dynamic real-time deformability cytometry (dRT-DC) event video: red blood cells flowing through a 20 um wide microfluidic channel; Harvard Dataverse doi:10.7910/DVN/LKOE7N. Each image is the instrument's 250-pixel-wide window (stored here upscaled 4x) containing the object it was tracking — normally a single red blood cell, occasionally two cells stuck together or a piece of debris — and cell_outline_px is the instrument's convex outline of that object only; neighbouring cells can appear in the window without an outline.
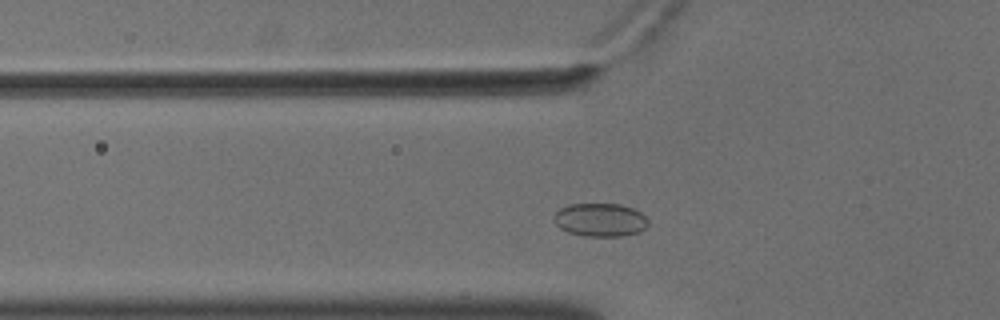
{"species": "common noctule bat (a hibernating species)", "species_latin": "Nyctalus noctula", "temperature_condition": "cold", "stored_images_in_passage": 46, "camera_frame_rate_fps": 3000, "um_per_image_px": 0.085, "animal": {"sex": "male", "body_mass_g": 18.8}, "frame": {"image": 1, "passage_image": 9, "time_ms": 2.667, "image_size_px": [1000, 320], "cell_outline_px": [[648, 224], [640, 232], [624, 236], [584, 236], [568, 232], [560, 228], [552, 220], [552, 216], [560, 208], [568, 204], [620, 204], [632, 208], [640, 212], [648, 220]], "centroid_in_image_um": [50.99, 18.69], "position_along_channel_um": 74.8, "area_um2": 18.44}}
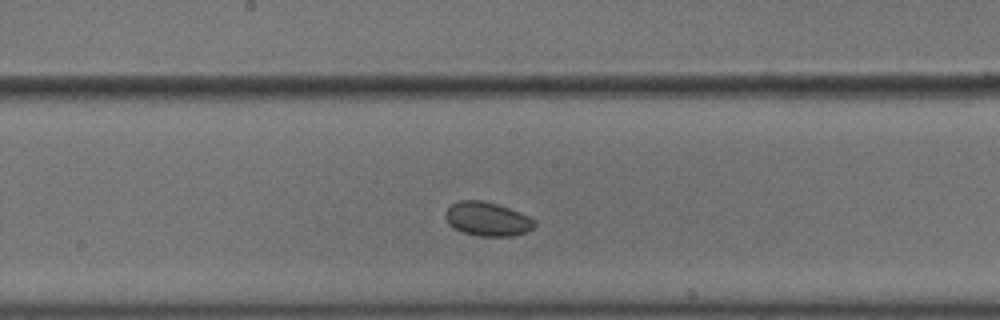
{"frame": {"image": 2, "passage_image": 20, "time_ms": 6.333, "image_size_px": [1000, 320], "cell_outline_px": [[536, 224], [528, 232], [512, 236], [480, 236], [464, 232], [448, 224], [444, 216], [444, 212], [452, 204], [460, 200], [484, 200], [508, 208], [528, 216], [536, 220]], "centroid_in_image_um": [41.42, 18.61], "position_along_channel_um": 206.8, "area_um2": 17.57}}
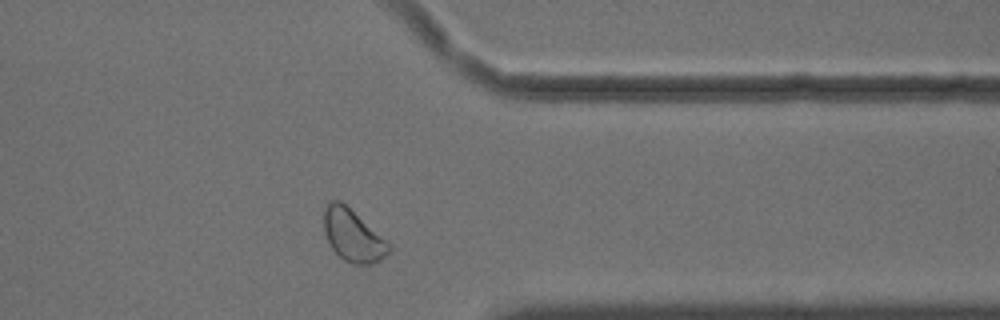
{"frame": {"image": 3, "passage_image": 35, "time_ms": 11.333, "image_size_px": [1000, 320], "cell_outline_px": [[392, 248], [380, 260], [372, 264], [352, 264], [344, 260], [328, 244], [324, 232], [324, 208], [328, 200], [340, 200], [384, 240]], "centroid_in_image_um": [29.93, 20.02], "position_along_channel_um": 381.5, "area_um2": 19.19}}